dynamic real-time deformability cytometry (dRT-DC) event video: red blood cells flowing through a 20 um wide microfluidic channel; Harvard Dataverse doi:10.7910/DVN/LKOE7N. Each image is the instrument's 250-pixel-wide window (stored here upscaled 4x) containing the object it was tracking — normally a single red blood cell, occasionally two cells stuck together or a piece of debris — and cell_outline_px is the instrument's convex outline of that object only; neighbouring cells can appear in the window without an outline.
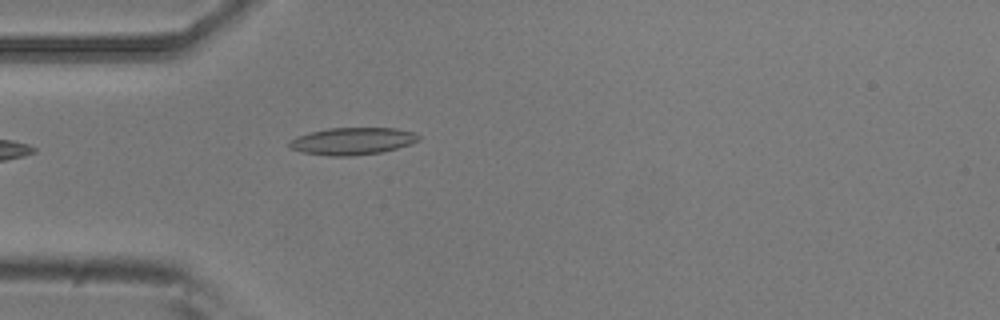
{"species": "common noctule bat (a hibernating species)", "species_latin": "Nyctalus noctula", "temperature_condition": "room temperature", "stored_images_in_passage": 4, "camera_frame_rate_fps": 3000, "um_per_image_px": 0.085, "animal": {"sex": "male", "body_mass_g": 20.5, "forearm_length_mm": 52.5}, "frame": {"image": 1, "passage_image": 4, "time_ms": 1.0, "image_size_px": [1000, 320], "cell_outline_px": [[420, 140], [396, 148], [380, 152], [348, 156], [328, 156], [304, 152], [288, 148], [288, 140], [296, 136], [328, 128], [396, 128], [412, 132], [420, 136]], "centroid_in_image_um": [29.9, 11.99], "position_along_channel_um": 55.1, "area_um2": 20.35}}